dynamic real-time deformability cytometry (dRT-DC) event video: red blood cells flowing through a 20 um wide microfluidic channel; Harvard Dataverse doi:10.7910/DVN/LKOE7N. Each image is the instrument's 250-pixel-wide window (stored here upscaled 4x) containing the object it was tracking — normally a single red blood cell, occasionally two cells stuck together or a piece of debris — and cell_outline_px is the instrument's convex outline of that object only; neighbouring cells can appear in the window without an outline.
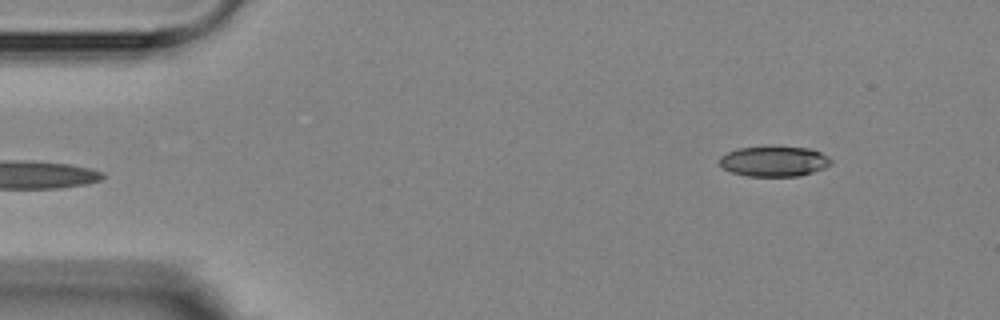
{"species": "Egyptian fruit bat (a non-hibernating species)", "species_latin": "Rousettus aegyptiacus", "temperature_condition": "room temperature", "stored_images_in_passage": 3, "camera_frame_rate_fps": 3000, "um_per_image_px": 0.085, "animal": {"sex": "female"}, "frame": {"image": 1, "passage_image": 1, "time_ms": 0.0, "image_size_px": [1000, 320], "cell_outline_px": [[832, 164], [824, 168], [800, 176], [748, 176], [732, 172], [724, 168], [720, 164], [720, 156], [728, 152], [740, 148], [768, 144], [772, 144], [812, 148], [828, 156], [832, 160]], "centroid_in_image_um": [65.83, 13.66], "position_along_channel_um": 19.2, "area_um2": 20.35}}
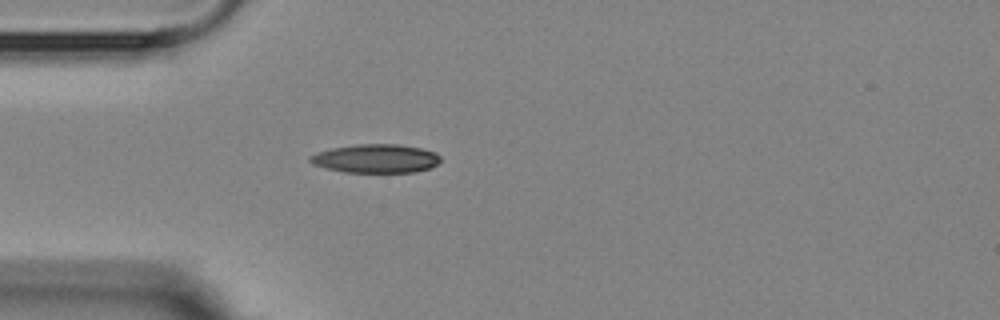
{"frame": {"image": 2, "passage_image": 3, "time_ms": 3.0, "image_size_px": [1000, 320], "cell_outline_px": [[440, 160], [432, 168], [416, 172], [344, 172], [312, 164], [308, 160], [308, 156], [316, 152], [332, 148], [356, 144], [400, 144], [420, 148], [436, 152], [440, 156]], "centroid_in_image_um": [31.95, 13.47], "position_along_channel_um": 53.1, "area_um2": 21.91}}